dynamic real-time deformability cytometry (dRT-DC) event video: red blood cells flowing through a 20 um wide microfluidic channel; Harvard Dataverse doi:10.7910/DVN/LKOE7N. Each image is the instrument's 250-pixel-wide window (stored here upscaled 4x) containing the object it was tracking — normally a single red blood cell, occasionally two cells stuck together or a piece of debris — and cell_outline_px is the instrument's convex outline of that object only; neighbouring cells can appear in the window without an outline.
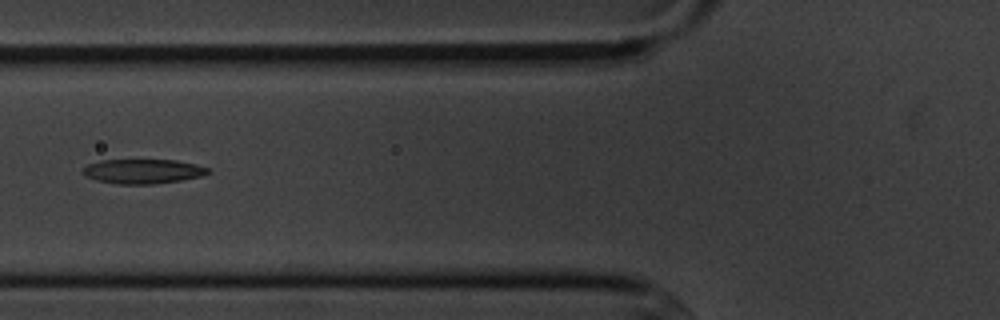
{"species": "common noctule bat (a hibernating species)", "species_latin": "Nyctalus noctula", "temperature_condition": "cold", "stored_images_in_passage": 5, "camera_frame_rate_fps": 3000, "um_per_image_px": 0.085, "animal": {"sex": "male", "body_mass_g": 20.1, "forearm_length_mm": 53.5}, "frame": {"image": 1, "passage_image": 5, "time_ms": 5.667, "image_size_px": [1000, 320], "cell_outline_px": [[212, 172], [204, 176], [180, 180], [152, 184], [116, 184], [96, 180], [80, 172], [88, 164], [100, 160], [176, 160], [196, 164], [208, 168]], "centroid_in_image_um": [12.17, 14.56], "position_along_channel_um": 113.6, "area_um2": 17.92}}